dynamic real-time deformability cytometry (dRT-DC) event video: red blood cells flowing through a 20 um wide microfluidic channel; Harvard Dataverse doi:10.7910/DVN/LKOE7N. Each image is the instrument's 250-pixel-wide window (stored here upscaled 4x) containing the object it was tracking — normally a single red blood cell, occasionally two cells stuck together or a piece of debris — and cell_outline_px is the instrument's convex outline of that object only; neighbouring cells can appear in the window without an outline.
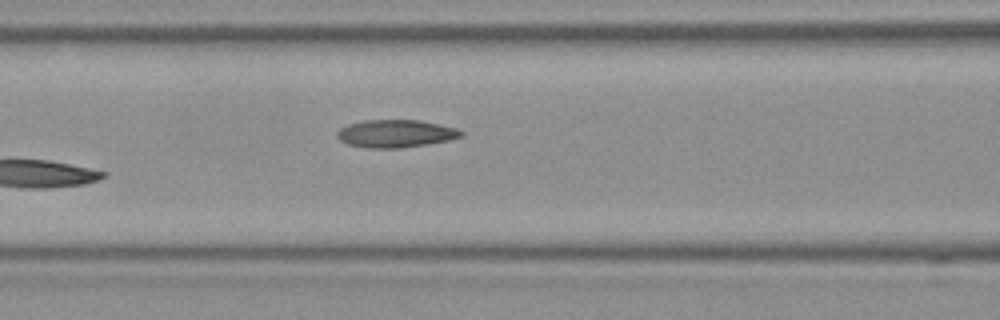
{"species": "Egyptian fruit bat (a non-hibernating species)", "species_latin": "Rousettus aegyptiacus", "temperature_condition": "room temperature", "stored_images_in_passage": 7, "camera_frame_rate_fps": 3000, "um_per_image_px": 0.085, "frame": {"image": 1, "passage_image": 7, "time_ms": 2.0, "image_size_px": [1000, 320], "cell_outline_px": [[464, 136], [448, 140], [428, 144], [400, 148], [364, 148], [348, 144], [340, 140], [336, 136], [336, 132], [340, 128], [348, 124], [364, 120], [420, 120], [440, 124], [456, 128], [464, 132]], "centroid_in_image_um": [33.63, 11.35], "position_along_channel_um": 133.0, "area_um2": 20.17}}